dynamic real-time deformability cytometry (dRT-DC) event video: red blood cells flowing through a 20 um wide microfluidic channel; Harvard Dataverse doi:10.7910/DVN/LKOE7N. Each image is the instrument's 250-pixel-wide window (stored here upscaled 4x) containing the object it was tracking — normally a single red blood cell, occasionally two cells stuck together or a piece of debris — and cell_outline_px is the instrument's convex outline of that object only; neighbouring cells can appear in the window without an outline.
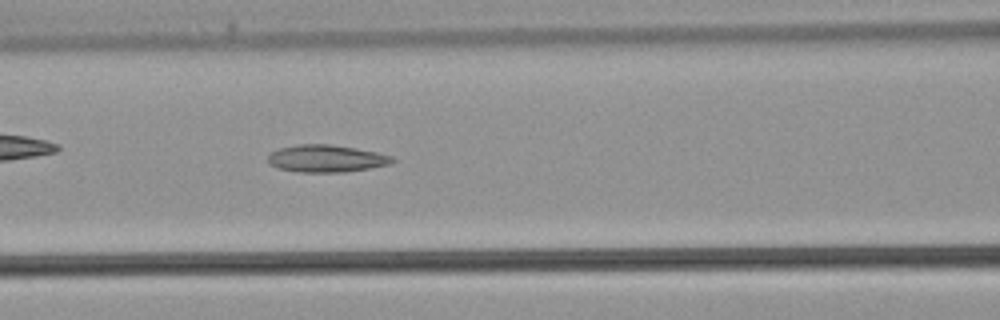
{"species": "common noctule bat (a hibernating species)", "species_latin": "Nyctalus noctula", "temperature_condition": "warm", "stored_images_in_passage": 31, "camera_frame_rate_fps": 3000, "um_per_image_px": 0.085, "animal": {"sex": "male", "body_mass_g": 21.5, "forearm_length_mm": 52.0}, "frame": {"image": 1, "passage_image": 14, "time_ms": 4.333, "image_size_px": [1000, 320], "cell_outline_px": [[396, 160], [388, 164], [368, 168], [344, 172], [296, 172], [276, 168], [268, 164], [268, 156], [272, 152], [280, 148], [296, 144], [332, 144], [356, 148], [376, 152], [392, 156]], "centroid_in_image_um": [27.69, 13.47], "position_along_channel_um": 138.9, "area_um2": 19.83}}
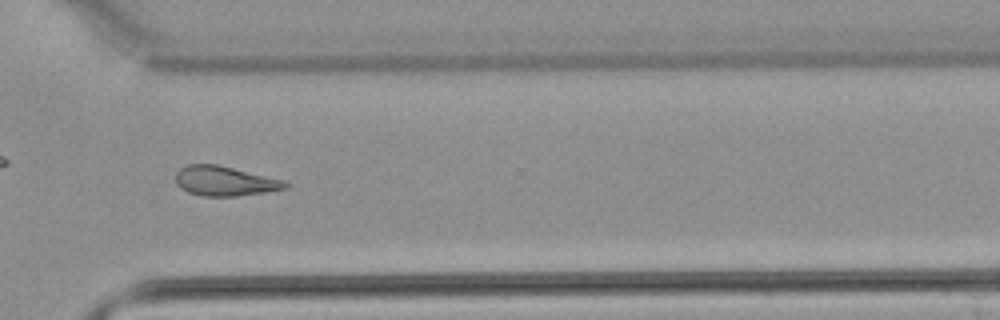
{"frame": {"image": 2, "passage_image": 27, "time_ms": 8.667, "image_size_px": [1000, 320], "cell_outline_px": [[288, 188], [264, 192], [236, 196], [200, 196], [188, 192], [180, 188], [176, 184], [176, 172], [180, 168], [188, 164], [216, 164], [284, 180], [288, 184]], "centroid_in_image_um": [19.07, 15.39], "position_along_channel_um": 351.5, "area_um2": 18.9}}